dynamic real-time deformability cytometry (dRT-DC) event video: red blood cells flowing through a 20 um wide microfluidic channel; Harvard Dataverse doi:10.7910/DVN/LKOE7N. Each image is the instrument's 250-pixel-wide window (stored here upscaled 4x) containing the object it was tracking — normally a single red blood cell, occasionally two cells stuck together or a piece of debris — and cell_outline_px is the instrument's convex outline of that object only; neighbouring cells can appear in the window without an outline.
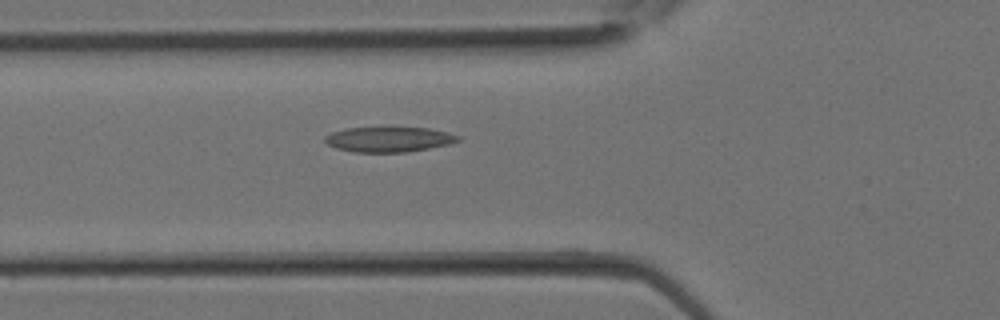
{"species": "Egyptian fruit bat (a non-hibernating species)", "species_latin": "Rousettus aegyptiacus", "temperature_condition": "room temperature", "stored_images_in_passage": 13, "camera_frame_rate_fps": 3000, "um_per_image_px": 0.085, "animal": {"sex": "female"}, "frame": {"image": 1, "passage_image": 11, "time_ms": 3.333, "image_size_px": [1000, 320], "cell_outline_px": [[460, 140], [448, 144], [408, 152], [356, 152], [336, 148], [328, 144], [324, 140], [324, 136], [332, 132], [344, 128], [428, 128], [460, 136]], "centroid_in_image_um": [33.01, 11.85], "position_along_channel_um": 92.8, "area_um2": 19.19}}
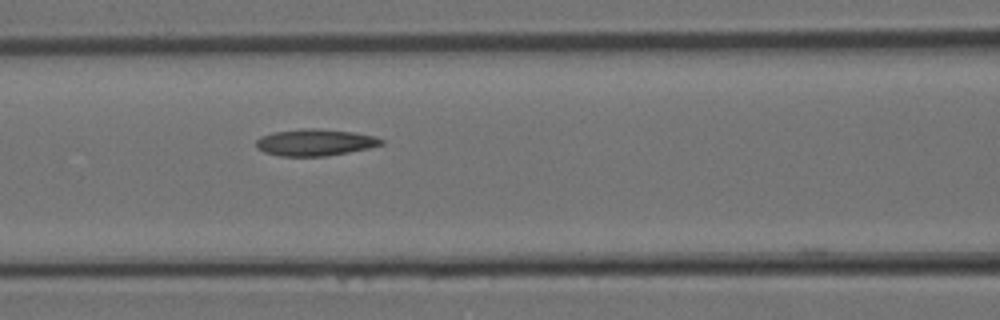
{"frame": {"image": 2, "passage_image": 13, "time_ms": 4.0, "image_size_px": [1000, 320], "cell_outline_px": [[384, 144], [368, 148], [348, 152], [324, 156], [280, 156], [264, 152], [256, 148], [256, 140], [260, 136], [272, 132], [304, 128], [312, 128], [356, 132], [376, 136], [384, 140]], "centroid_in_image_um": [26.77, 12.1], "position_along_channel_um": 139.8, "area_um2": 19.59}}